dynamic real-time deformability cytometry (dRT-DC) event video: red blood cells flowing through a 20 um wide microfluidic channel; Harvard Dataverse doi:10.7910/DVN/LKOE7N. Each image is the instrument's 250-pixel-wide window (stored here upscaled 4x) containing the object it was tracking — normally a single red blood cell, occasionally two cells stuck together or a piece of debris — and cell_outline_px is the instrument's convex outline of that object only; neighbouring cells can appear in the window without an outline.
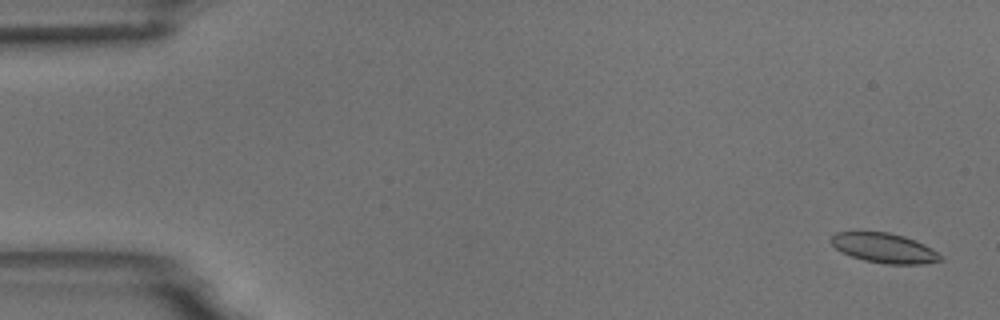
{"species": "common noctule bat (a hibernating species)", "species_latin": "Nyctalus noctula", "temperature_condition": "room temperature", "stored_images_in_passage": 6, "camera_frame_rate_fps": 3000, "um_per_image_px": 0.085, "animal": {"sex": "male", "body_mass_g": 18.8}, "frame": {"image": 1, "passage_image": 1, "time_ms": 0.0, "image_size_px": [1000, 320], "cell_outline_px": [[944, 260], [924, 264], [884, 264], [864, 260], [840, 252], [828, 240], [836, 232], [888, 232], [904, 236], [924, 244], [932, 248]], "centroid_in_image_um": [75.14, 21.09], "position_along_channel_um": 9.9, "area_um2": 18.96}}